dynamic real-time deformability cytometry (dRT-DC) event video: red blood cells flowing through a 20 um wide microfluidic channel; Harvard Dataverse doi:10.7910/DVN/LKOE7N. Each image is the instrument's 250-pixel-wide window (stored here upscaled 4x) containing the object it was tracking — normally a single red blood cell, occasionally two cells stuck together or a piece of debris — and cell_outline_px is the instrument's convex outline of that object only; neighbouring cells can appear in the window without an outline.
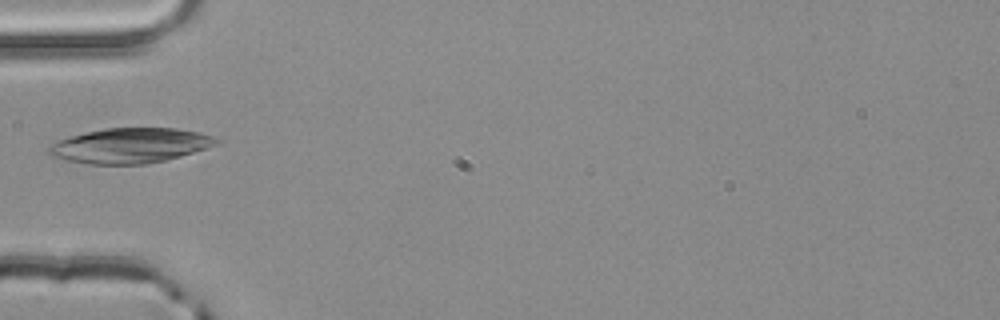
{"species": "common noctule bat (a hibernating species)", "species_latin": "Nyctalus noctula", "temperature_condition": "room temperature", "stored_images_in_passage": 3, "camera_frame_rate_fps": 3000, "um_per_image_px": 0.085, "animal": {"sex": "male", "body_mass_g": 20.4}, "frame": {"image": 1, "passage_image": 3, "time_ms": 0.667, "image_size_px": [1000, 320], "cell_outline_px": [[220, 140], [216, 144], [208, 148], [180, 156], [148, 164], [88, 164], [68, 160], [52, 156], [44, 148], [60, 140], [72, 136], [104, 128], [176, 128], [200, 132], [212, 136]], "centroid_in_image_um": [11.08, 12.37], "position_along_channel_um": 73.9, "area_um2": 33.99}}